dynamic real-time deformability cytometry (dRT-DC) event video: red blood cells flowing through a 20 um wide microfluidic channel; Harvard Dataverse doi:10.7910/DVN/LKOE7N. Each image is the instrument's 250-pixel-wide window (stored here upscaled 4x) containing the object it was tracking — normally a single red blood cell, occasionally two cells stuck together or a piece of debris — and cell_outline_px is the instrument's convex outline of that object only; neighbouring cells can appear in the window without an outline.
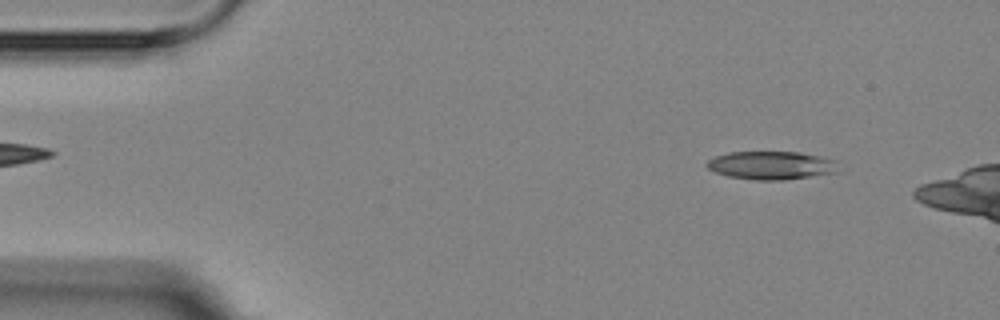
{"species": "Egyptian fruit bat (a non-hibernating species)", "species_latin": "Rousettus aegyptiacus", "temperature_condition": "room temperature", "stored_images_in_passage": 5, "camera_frame_rate_fps": 3000, "um_per_image_px": 0.085, "animal": {"sex": "female"}, "frame": {"image": 1, "passage_image": 5, "time_ms": 5.333, "image_size_px": [1000, 320], "cell_outline_px": [[840, 172], [784, 180], [756, 180], [728, 176], [716, 172], [708, 168], [708, 160], [716, 156], [728, 152], [800, 152], [840, 160]], "centroid_in_image_um": [65.68, 14.05], "position_along_channel_um": 19.3, "area_um2": 21.91}}